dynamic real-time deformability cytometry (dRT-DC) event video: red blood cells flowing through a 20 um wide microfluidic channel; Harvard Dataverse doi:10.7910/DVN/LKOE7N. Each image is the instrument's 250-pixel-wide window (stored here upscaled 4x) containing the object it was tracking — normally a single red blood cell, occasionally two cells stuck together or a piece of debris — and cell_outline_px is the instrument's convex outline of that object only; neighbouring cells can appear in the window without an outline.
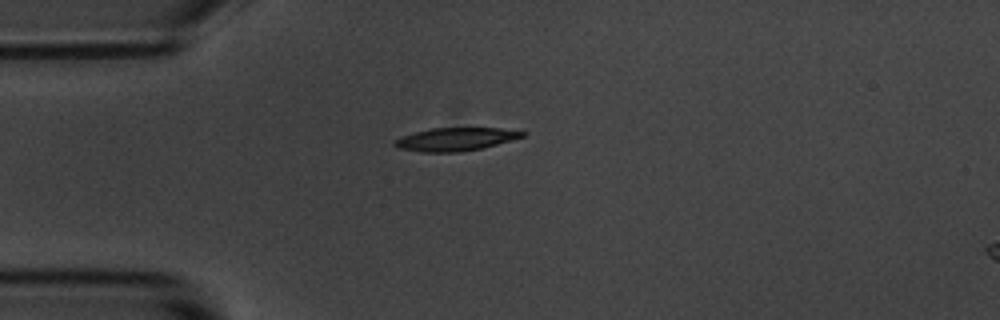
{"species": "common noctule bat (a hibernating species)", "species_latin": "Nyctalus noctula", "temperature_condition": "room temperature", "stored_images_in_passage": 4, "camera_frame_rate_fps": 3000, "um_per_image_px": 0.085, "animal": {"sex": "male", "body_mass_g": 20.1, "forearm_length_mm": 53.5}, "frame": {"image": 1, "passage_image": 1, "time_ms": 0.0, "image_size_px": [1000, 320], "cell_outline_px": [[528, 132], [524, 136], [496, 144], [480, 148], [460, 152], [420, 152], [396, 148], [392, 144], [392, 140], [400, 136], [432, 128], [500, 128]], "centroid_in_image_um": [38.64, 11.84], "position_along_channel_um": 46.4, "area_um2": 17.22}}
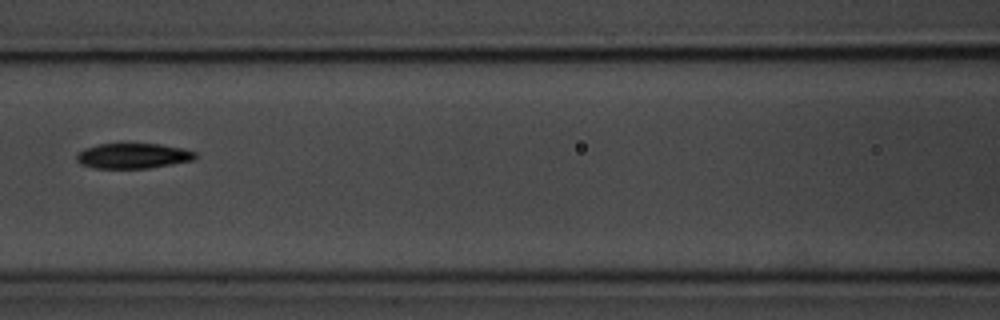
{"frame": {"image": 2, "passage_image": 4, "time_ms": 3.333, "image_size_px": [1000, 320], "cell_outline_px": [[196, 160], [148, 168], [96, 168], [80, 164], [76, 160], [76, 152], [84, 148], [100, 144], [160, 144], [184, 148], [196, 152]], "centroid_in_image_um": [11.31, 13.25], "position_along_channel_um": 155.3, "area_um2": 17.57}}